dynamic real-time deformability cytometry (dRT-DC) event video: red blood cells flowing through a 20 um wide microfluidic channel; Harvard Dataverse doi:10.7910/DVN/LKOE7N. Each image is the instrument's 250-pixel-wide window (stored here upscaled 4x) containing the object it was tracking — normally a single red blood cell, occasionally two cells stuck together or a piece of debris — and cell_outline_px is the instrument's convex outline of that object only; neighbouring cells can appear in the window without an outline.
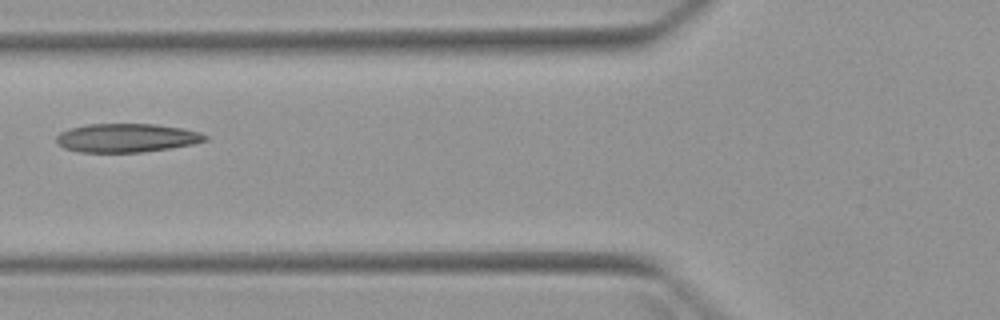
{"species": "Egyptian fruit bat (a non-hibernating species)", "species_latin": "Rousettus aegyptiacus", "temperature_condition": "warm", "stored_images_in_passage": 2, "camera_frame_rate_fps": 3000, "um_per_image_px": 0.085, "animal": {"sex": "female"}, "frame": {"image": 1, "passage_image": 2, "time_ms": 1.0, "image_size_px": [1000, 320], "cell_outline_px": [[208, 140], [192, 144], [168, 148], [140, 152], [80, 152], [64, 148], [56, 140], [56, 136], [60, 132], [72, 128], [88, 124], [156, 124], [184, 128], [200, 132], [208, 136]], "centroid_in_image_um": [10.79, 11.71], "position_along_channel_um": 115.0, "area_um2": 24.74}}